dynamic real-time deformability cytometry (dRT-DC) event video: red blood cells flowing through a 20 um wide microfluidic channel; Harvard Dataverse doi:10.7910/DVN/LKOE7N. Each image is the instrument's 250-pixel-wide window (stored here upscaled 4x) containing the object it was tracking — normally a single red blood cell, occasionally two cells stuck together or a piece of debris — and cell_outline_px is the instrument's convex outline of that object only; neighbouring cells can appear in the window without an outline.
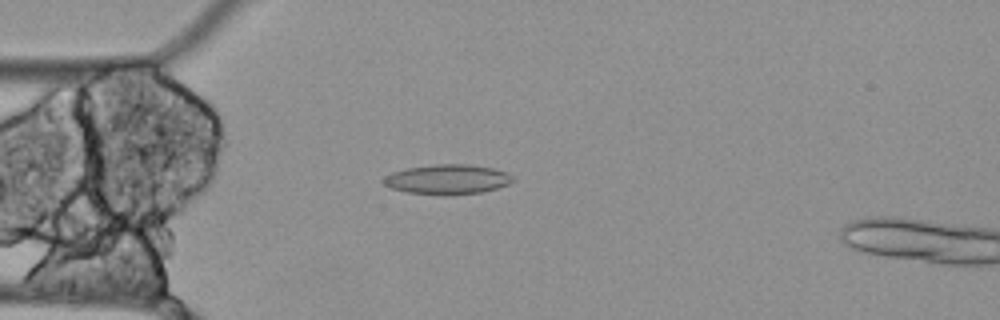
{"species": "Egyptian fruit bat (a non-hibernating species)", "species_latin": "Rousettus aegyptiacus", "temperature_condition": "cold", "stored_images_in_passage": 56, "camera_frame_rate_fps": 3000, "um_per_image_px": 0.085, "animal": {"sex": "female"}, "frame": {"image": 1, "passage_image": 15, "time_ms": 4.667, "image_size_px": [1000, 320], "cell_outline_px": [[516, 180], [508, 184], [496, 188], [480, 192], [444, 196], [408, 192], [392, 188], [384, 184], [380, 180], [384, 176], [392, 172], [408, 168], [432, 164], [468, 164], [492, 168], [508, 172]], "centroid_in_image_um": [38.02, 15.24], "position_along_channel_um": 47.0, "area_um2": 22.6}}
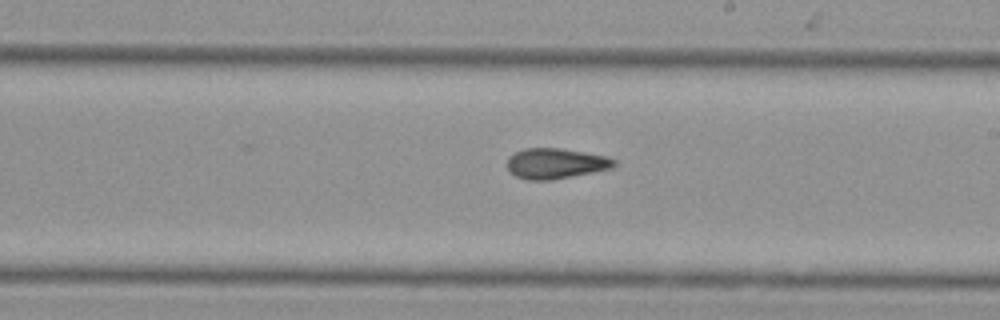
{"frame": {"image": 2, "passage_image": 32, "time_ms": 10.333, "image_size_px": [1000, 320], "cell_outline_px": [[616, 164], [612, 168], [552, 180], [528, 180], [516, 176], [508, 172], [508, 156], [524, 148], [560, 148], [608, 156], [616, 160]], "centroid_in_image_um": [47.22, 13.89], "position_along_channel_um": 241.8, "area_um2": 19.02}}
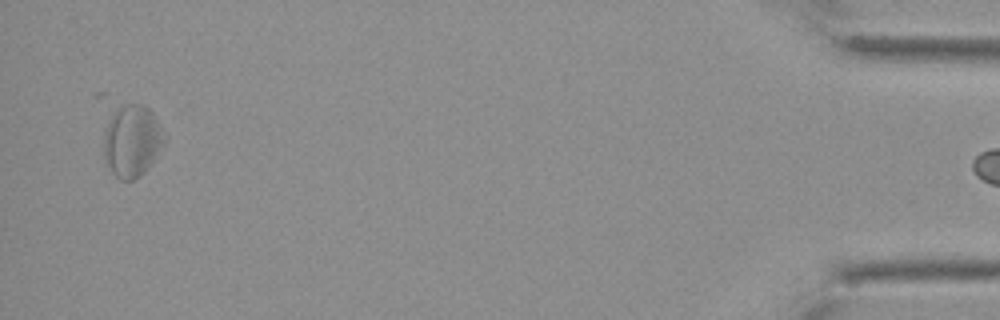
{"frame": {"image": 3, "passage_image": 55, "time_ms": 18.0, "image_size_px": [1000, 320], "cell_outline_px": [[164, 144], [148, 168], [136, 180], [120, 180], [112, 172], [104, 160], [104, 132], [108, 120], [112, 112], [116, 108], [124, 104], [144, 104], [152, 112], [164, 136]], "centroid_in_image_um": [11.19, 11.98], "position_along_channel_um": 424.0, "area_um2": 25.37}}